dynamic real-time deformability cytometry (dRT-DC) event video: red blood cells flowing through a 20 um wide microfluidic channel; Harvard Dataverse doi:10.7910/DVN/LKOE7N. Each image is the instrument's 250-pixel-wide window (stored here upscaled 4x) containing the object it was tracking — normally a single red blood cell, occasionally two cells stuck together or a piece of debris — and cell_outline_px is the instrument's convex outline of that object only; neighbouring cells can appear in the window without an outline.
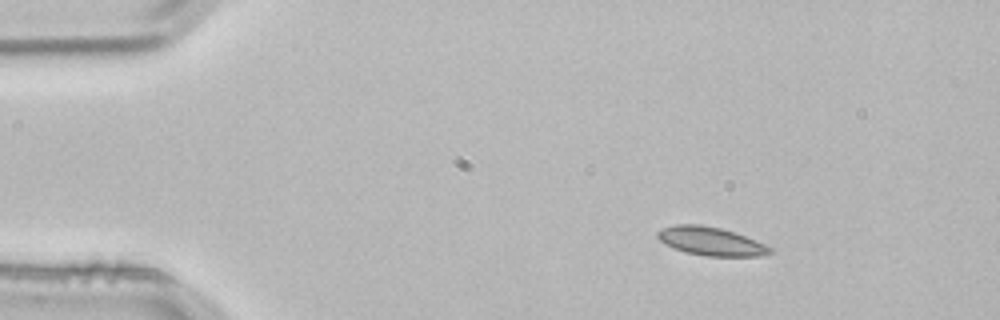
{"species": "common noctule bat (a hibernating species)", "species_latin": "Nyctalus noctula", "temperature_condition": "room temperature", "stored_images_in_passage": 2, "camera_frame_rate_fps": 3000, "um_per_image_px": 0.085, "animal": {"sex": "male", "body_mass_g": 21.5, "forearm_length_mm": 52.0}, "frame": {"image": 1, "passage_image": 1, "time_ms": 0.0, "image_size_px": [1000, 320], "cell_outline_px": [[772, 252], [764, 256], [704, 256], [684, 252], [664, 244], [656, 236], [656, 232], [660, 228], [672, 224], [700, 224], [720, 228], [744, 236], [764, 244], [772, 248]], "centroid_in_image_um": [60.36, 20.5], "position_along_channel_um": 24.6, "area_um2": 18.73}}
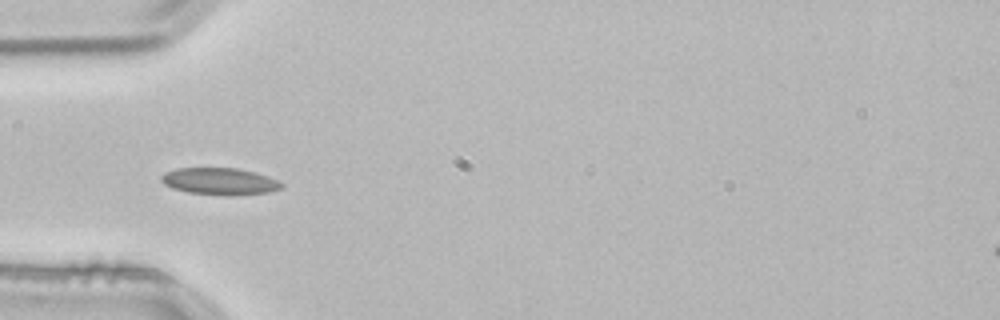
{"frame": {"image": 2, "passage_image": 2, "time_ms": 0.333, "image_size_px": [1000, 320], "cell_outline_px": [[284, 188], [268, 192], [228, 196], [188, 192], [172, 188], [164, 184], [160, 180], [160, 176], [164, 172], [176, 168], [236, 168], [256, 172], [268, 176], [284, 184]], "centroid_in_image_um": [18.67, 15.41], "position_along_channel_um": 66.3, "area_um2": 19.02}}